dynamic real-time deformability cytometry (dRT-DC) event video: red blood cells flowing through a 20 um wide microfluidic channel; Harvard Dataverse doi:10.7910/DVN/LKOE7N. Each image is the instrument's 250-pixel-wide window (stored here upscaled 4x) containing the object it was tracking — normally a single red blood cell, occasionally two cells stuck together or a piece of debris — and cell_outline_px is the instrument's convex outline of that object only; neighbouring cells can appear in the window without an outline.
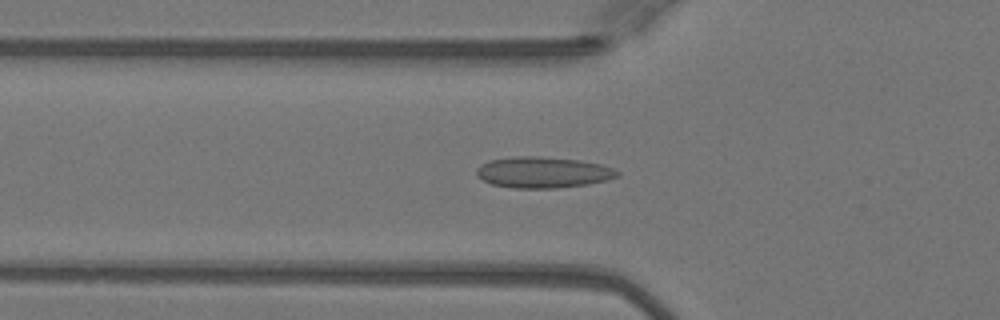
{"species": "Egyptian fruit bat (a non-hibernating species)", "species_latin": "Rousettus aegyptiacus", "temperature_condition": "warm", "stored_images_in_passage": 40, "camera_frame_rate_fps": 3000, "um_per_image_px": 0.085, "animal": {"sex": "female"}, "frame": {"image": 1, "passage_image": 8, "time_ms": 2.333, "image_size_px": [1000, 320], "cell_outline_px": [[620, 176], [608, 180], [588, 184], [556, 188], [512, 188], [492, 184], [476, 176], [476, 168], [480, 164], [492, 160], [516, 156], [536, 156], [580, 160], [600, 164], [612, 168], [620, 172]], "centroid_in_image_um": [46.16, 14.65], "position_along_channel_um": 79.6, "area_um2": 25.55}}
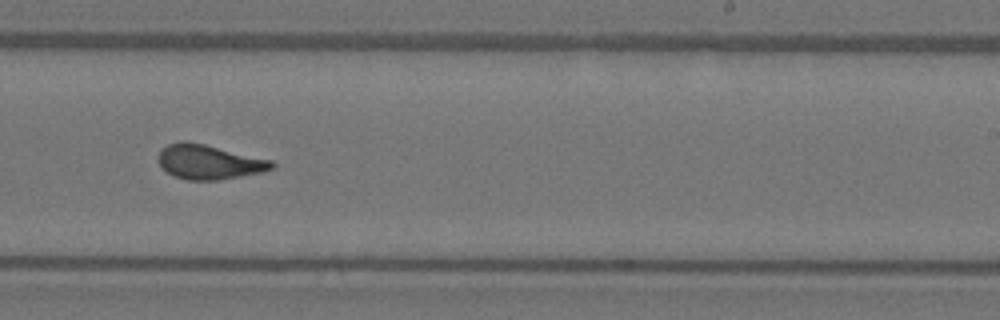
{"frame": {"image": 2, "passage_image": 22, "time_ms": 7.0, "image_size_px": [1000, 320], "cell_outline_px": [[276, 164], [272, 168], [264, 172], [216, 180], [188, 180], [172, 176], [156, 160], [156, 156], [160, 148], [168, 144], [180, 140], [188, 140], [272, 160]], "centroid_in_image_um": [17.72, 13.75], "position_along_channel_um": 271.3, "area_um2": 23.12}}
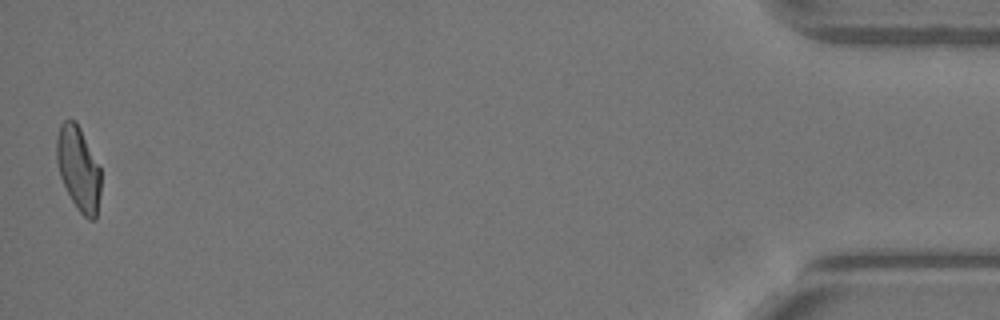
{"frame": {"image": 3, "passage_image": 40, "time_ms": 13.0, "image_size_px": [1000, 320], "cell_outline_px": [[100, 192], [96, 220], [88, 220], [76, 208], [60, 176], [56, 160], [56, 136], [60, 124], [64, 120], [76, 120], [100, 168]], "centroid_in_image_um": [6.66, 14.33], "position_along_channel_um": 428.5, "area_um2": 21.62}, "authors_computed_cell_mechanics": {"area_um2": 22.831, "velocity_mm_per_s": 4.0901, "shape_relaxation_time_tau1_ms": null, "shape_relaxation_time_tau2_ms": 0.8013, "deformation_change_tau1": null, "deformation_change_tau2": 0.0778}}